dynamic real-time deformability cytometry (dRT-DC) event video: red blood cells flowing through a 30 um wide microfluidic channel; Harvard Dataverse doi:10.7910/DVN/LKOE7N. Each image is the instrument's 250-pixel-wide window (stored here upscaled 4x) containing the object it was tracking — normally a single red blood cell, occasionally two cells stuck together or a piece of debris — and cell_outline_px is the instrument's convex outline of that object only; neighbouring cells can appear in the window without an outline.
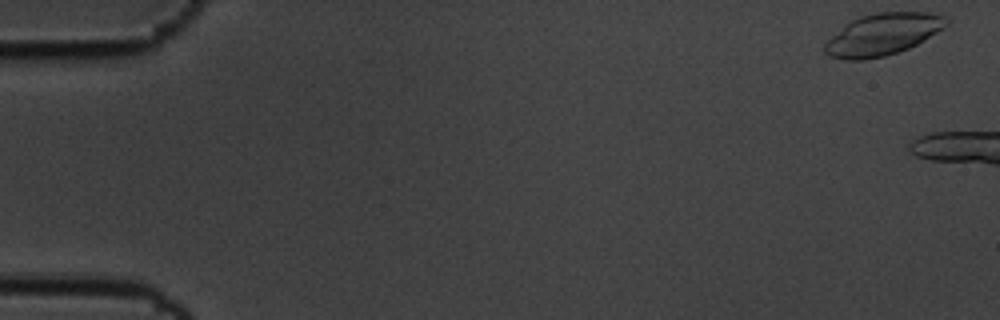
{"species": "common noctule bat (a hibernating species)", "species_latin": "Nyctalus noctula", "temperature_condition": "cold", "stored_images_in_passage": 12, "camera_frame_rate_fps": 3000, "um_per_image_px": 0.085, "animal": {"sex": "male", "body_mass_g": 19.5, "forearm_length_mm": 54.6}, "frame": {"image": 1, "passage_image": 1, "time_ms": 0.0, "image_size_px": [1000, 320], "cell_outline_px": [[948, 24], [944, 28], [924, 40], [908, 48], [884, 56], [864, 60], [848, 60], [828, 56], [824, 52], [824, 44], [832, 36], [852, 20], [860, 16], [876, 12], [928, 12], [944, 16], [948, 20]], "centroid_in_image_um": [75.03, 2.92], "position_along_channel_um": 10.0, "area_um2": 29.36}}